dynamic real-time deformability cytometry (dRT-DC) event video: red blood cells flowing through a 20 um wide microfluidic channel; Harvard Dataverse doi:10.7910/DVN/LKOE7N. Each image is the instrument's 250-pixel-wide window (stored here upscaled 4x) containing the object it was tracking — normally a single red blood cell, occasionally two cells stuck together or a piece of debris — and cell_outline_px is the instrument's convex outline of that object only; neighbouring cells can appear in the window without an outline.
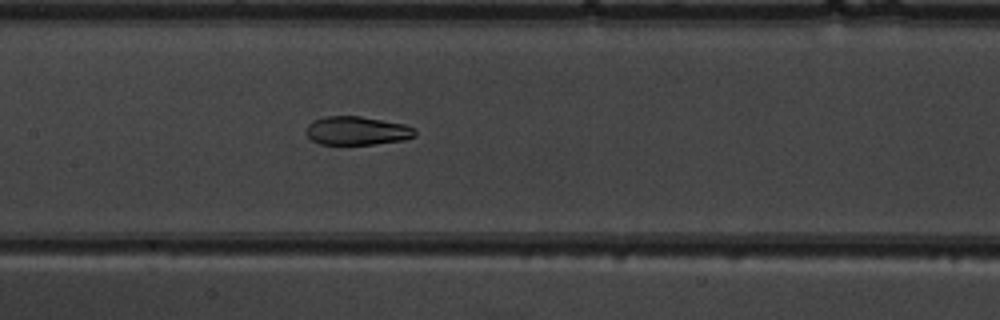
{"species": "common noctule bat (a hibernating species)", "species_latin": "Nyctalus noctula", "temperature_condition": "warm", "stored_images_in_passage": 42, "camera_frame_rate_fps": 3000, "um_per_image_px": 0.085, "animal": {"sex": "male", "body_mass_g": 19.5, "forearm_length_mm": 54.6}, "frame": {"image": 1, "passage_image": 17, "time_ms": 5.333, "image_size_px": [1000, 320], "cell_outline_px": [[416, 136], [404, 140], [372, 144], [320, 144], [312, 140], [304, 132], [308, 124], [312, 120], [324, 116], [360, 116], [404, 124], [416, 128]], "centroid_in_image_um": [30.33, 11.1], "position_along_channel_um": 177.1, "area_um2": 18.26}}
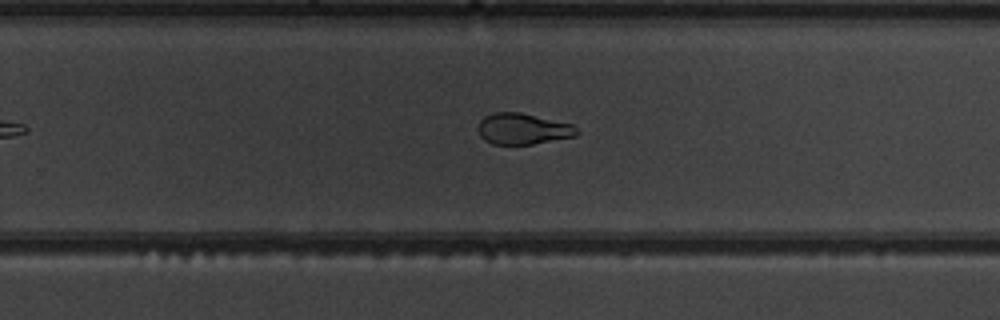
{"frame": {"image": 2, "passage_image": 25, "time_ms": 8.0, "image_size_px": [1000, 320], "cell_outline_px": [[580, 132], [576, 136], [532, 144], [492, 144], [484, 140], [480, 136], [476, 128], [480, 120], [484, 116], [496, 112], [520, 112], [572, 124]], "centroid_in_image_um": [44.41, 10.95], "position_along_channel_um": 285.4, "area_um2": 17.98}}
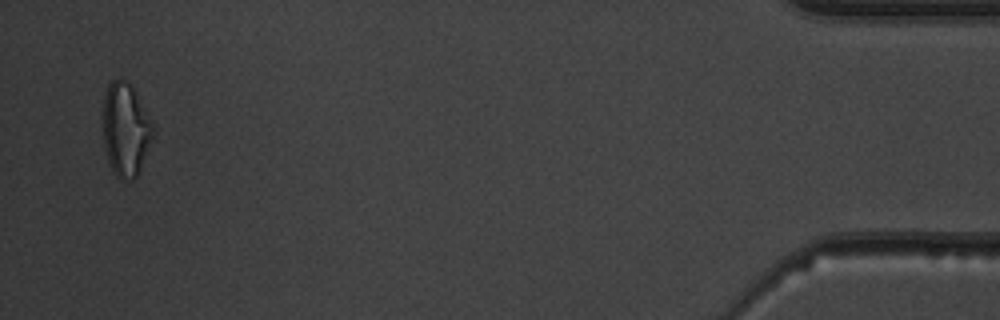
{"frame": {"image": 3, "passage_image": 41, "time_ms": 13.333, "image_size_px": [1000, 320], "cell_outline_px": [[152, 136], [140, 172], [132, 180], [128, 180], [116, 176], [112, 168], [104, 144], [104, 96], [108, 84], [112, 80], [124, 80], [132, 88], [152, 120]], "centroid_in_image_um": [10.68, 11.02], "position_along_channel_um": 424.5, "area_um2": 26.36}, "authors_computed_cell_mechanics": {"area_um2": 20.3745, "velocity_mm_per_s": 4.0841, "shape_relaxation_time_tau1_ms": 5.6307, "shape_relaxation_time_tau2_ms": 1.7777, "deformation_change_tau1": 0.1977, "deformation_change_tau2": 0.0763}}